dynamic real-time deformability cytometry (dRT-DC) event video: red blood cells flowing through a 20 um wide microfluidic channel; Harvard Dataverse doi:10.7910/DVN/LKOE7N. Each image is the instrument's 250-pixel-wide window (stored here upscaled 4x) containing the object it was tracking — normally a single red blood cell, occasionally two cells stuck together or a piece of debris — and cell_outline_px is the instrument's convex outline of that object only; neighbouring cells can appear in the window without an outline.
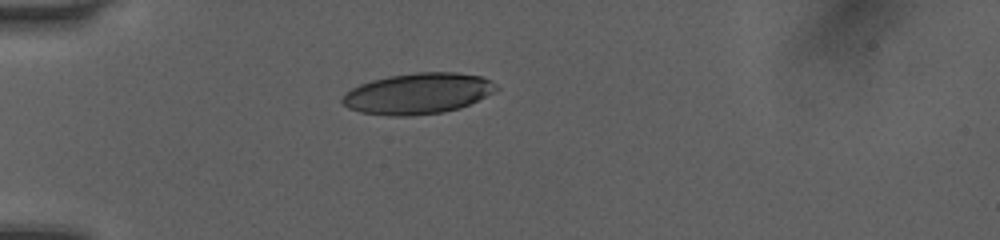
{"species": "human", "species_latin": "Homo sapiens", "temperature_condition": "room temperature", "stored_images_in_passage": 37, "camera_frame_rate_fps": 3000, "um_per_image_px": 0.085, "donor": {"sex": "female"}, "frame": {"image": 1, "passage_image": 1, "time_ms": 0.0, "image_size_px": [1000, 240], "cell_outline_px": [[500, 88], [496, 92], [460, 108], [444, 112], [412, 116], [388, 116], [360, 112], [348, 108], [340, 100], [340, 96], [352, 88], [360, 84], [372, 80], [388, 76], [416, 72], [456, 72], [484, 76], [492, 80]], "centroid_in_image_um": [35.55, 7.95], "position_along_channel_um": 49.5, "area_um2": 37.22}}
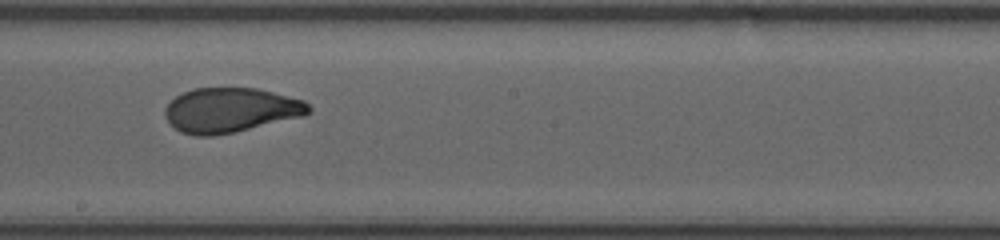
{"frame": {"image": 2, "passage_image": 16, "time_ms": 5.0, "image_size_px": [1000, 240], "cell_outline_px": [[312, 112], [304, 116], [232, 132], [212, 136], [196, 136], [180, 132], [164, 116], [164, 108], [176, 96], [192, 88], [256, 88], [304, 100], [312, 108]], "centroid_in_image_um": [19.6, 9.35], "position_along_channel_um": 228.6, "area_um2": 37.22}}
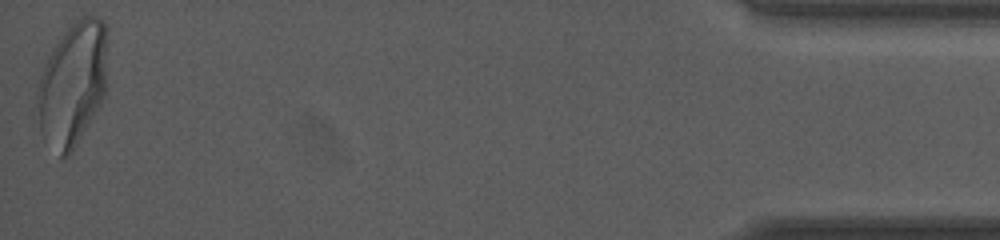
{"frame": {"image": 3, "passage_image": 37, "time_ms": 12.0, "image_size_px": [1000, 240], "cell_outline_px": [[108, 28], [104, 96], [100, 104], [72, 152], [64, 160], [60, 156], [40, 132], [36, 96], [36, 88], [40, 76], [48, 56], [52, 48], [68, 28], [80, 16], [96, 16], [104, 20]], "centroid_in_image_um": [6.18, 7.1], "position_along_channel_um": 429.0, "area_um2": 50.69}, "authors_computed_cell_mechanics": {"area_um2": 38.2058, "velocity_mm_per_s": 4.0562, "shape_relaxation_time_tau1_ms": 4.9674, "shape_relaxation_time_tau2_ms": 0.6598, "deformation_change_tau1": 0.2034, "deformation_change_tau2": 0.0541}}